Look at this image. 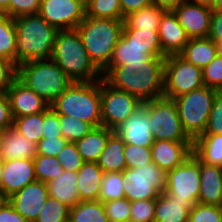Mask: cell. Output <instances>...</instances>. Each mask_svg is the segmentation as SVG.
Wrapping results in <instances>:
<instances>
[{
    "mask_svg": "<svg viewBox=\"0 0 222 222\" xmlns=\"http://www.w3.org/2000/svg\"><path fill=\"white\" fill-rule=\"evenodd\" d=\"M166 57H151L145 62L106 67L102 79L110 86L126 91L142 103L163 96Z\"/></svg>",
    "mask_w": 222,
    "mask_h": 222,
    "instance_id": "cell-1",
    "label": "cell"
},
{
    "mask_svg": "<svg viewBox=\"0 0 222 222\" xmlns=\"http://www.w3.org/2000/svg\"><path fill=\"white\" fill-rule=\"evenodd\" d=\"M51 59L73 82L102 79V72L90 59L77 28L57 31Z\"/></svg>",
    "mask_w": 222,
    "mask_h": 222,
    "instance_id": "cell-2",
    "label": "cell"
},
{
    "mask_svg": "<svg viewBox=\"0 0 222 222\" xmlns=\"http://www.w3.org/2000/svg\"><path fill=\"white\" fill-rule=\"evenodd\" d=\"M17 31V67L31 61L51 58L57 29L40 15L14 18Z\"/></svg>",
    "mask_w": 222,
    "mask_h": 222,
    "instance_id": "cell-3",
    "label": "cell"
},
{
    "mask_svg": "<svg viewBox=\"0 0 222 222\" xmlns=\"http://www.w3.org/2000/svg\"><path fill=\"white\" fill-rule=\"evenodd\" d=\"M123 26V20L85 16L77 27L90 59L101 72L109 65Z\"/></svg>",
    "mask_w": 222,
    "mask_h": 222,
    "instance_id": "cell-4",
    "label": "cell"
},
{
    "mask_svg": "<svg viewBox=\"0 0 222 222\" xmlns=\"http://www.w3.org/2000/svg\"><path fill=\"white\" fill-rule=\"evenodd\" d=\"M50 107L58 114L101 126V80L73 82Z\"/></svg>",
    "mask_w": 222,
    "mask_h": 222,
    "instance_id": "cell-5",
    "label": "cell"
},
{
    "mask_svg": "<svg viewBox=\"0 0 222 222\" xmlns=\"http://www.w3.org/2000/svg\"><path fill=\"white\" fill-rule=\"evenodd\" d=\"M17 78L49 105L73 83L51 58L18 66Z\"/></svg>",
    "mask_w": 222,
    "mask_h": 222,
    "instance_id": "cell-6",
    "label": "cell"
},
{
    "mask_svg": "<svg viewBox=\"0 0 222 222\" xmlns=\"http://www.w3.org/2000/svg\"><path fill=\"white\" fill-rule=\"evenodd\" d=\"M218 92L204 85L173 98L183 128L193 141L205 133L212 104Z\"/></svg>",
    "mask_w": 222,
    "mask_h": 222,
    "instance_id": "cell-7",
    "label": "cell"
},
{
    "mask_svg": "<svg viewBox=\"0 0 222 222\" xmlns=\"http://www.w3.org/2000/svg\"><path fill=\"white\" fill-rule=\"evenodd\" d=\"M122 176L125 198L130 202L153 200L165 191L166 172L154 162L126 168L122 171Z\"/></svg>",
    "mask_w": 222,
    "mask_h": 222,
    "instance_id": "cell-8",
    "label": "cell"
},
{
    "mask_svg": "<svg viewBox=\"0 0 222 222\" xmlns=\"http://www.w3.org/2000/svg\"><path fill=\"white\" fill-rule=\"evenodd\" d=\"M147 115L154 140L193 142L183 128L173 99L162 96L147 101Z\"/></svg>",
    "mask_w": 222,
    "mask_h": 222,
    "instance_id": "cell-9",
    "label": "cell"
},
{
    "mask_svg": "<svg viewBox=\"0 0 222 222\" xmlns=\"http://www.w3.org/2000/svg\"><path fill=\"white\" fill-rule=\"evenodd\" d=\"M204 86L202 69L180 55L165 58L163 96L176 98Z\"/></svg>",
    "mask_w": 222,
    "mask_h": 222,
    "instance_id": "cell-10",
    "label": "cell"
},
{
    "mask_svg": "<svg viewBox=\"0 0 222 222\" xmlns=\"http://www.w3.org/2000/svg\"><path fill=\"white\" fill-rule=\"evenodd\" d=\"M172 200L199 203L200 160L192 154L184 163L166 173L165 191Z\"/></svg>",
    "mask_w": 222,
    "mask_h": 222,
    "instance_id": "cell-11",
    "label": "cell"
},
{
    "mask_svg": "<svg viewBox=\"0 0 222 222\" xmlns=\"http://www.w3.org/2000/svg\"><path fill=\"white\" fill-rule=\"evenodd\" d=\"M142 102L134 95L116 89L101 79L102 126L116 129L126 121Z\"/></svg>",
    "mask_w": 222,
    "mask_h": 222,
    "instance_id": "cell-12",
    "label": "cell"
},
{
    "mask_svg": "<svg viewBox=\"0 0 222 222\" xmlns=\"http://www.w3.org/2000/svg\"><path fill=\"white\" fill-rule=\"evenodd\" d=\"M39 15L57 30L74 29L85 18L86 8L76 0H41Z\"/></svg>",
    "mask_w": 222,
    "mask_h": 222,
    "instance_id": "cell-13",
    "label": "cell"
},
{
    "mask_svg": "<svg viewBox=\"0 0 222 222\" xmlns=\"http://www.w3.org/2000/svg\"><path fill=\"white\" fill-rule=\"evenodd\" d=\"M34 159H13L0 162V194L3 199L36 181Z\"/></svg>",
    "mask_w": 222,
    "mask_h": 222,
    "instance_id": "cell-14",
    "label": "cell"
},
{
    "mask_svg": "<svg viewBox=\"0 0 222 222\" xmlns=\"http://www.w3.org/2000/svg\"><path fill=\"white\" fill-rule=\"evenodd\" d=\"M114 132L125 144L150 148L154 143L151 122L147 115V102H143L135 112Z\"/></svg>",
    "mask_w": 222,
    "mask_h": 222,
    "instance_id": "cell-15",
    "label": "cell"
},
{
    "mask_svg": "<svg viewBox=\"0 0 222 222\" xmlns=\"http://www.w3.org/2000/svg\"><path fill=\"white\" fill-rule=\"evenodd\" d=\"M48 197L46 183L36 180L25 185L7 200L28 222H35Z\"/></svg>",
    "mask_w": 222,
    "mask_h": 222,
    "instance_id": "cell-16",
    "label": "cell"
},
{
    "mask_svg": "<svg viewBox=\"0 0 222 222\" xmlns=\"http://www.w3.org/2000/svg\"><path fill=\"white\" fill-rule=\"evenodd\" d=\"M173 12L189 38L208 37L212 8L184 0Z\"/></svg>",
    "mask_w": 222,
    "mask_h": 222,
    "instance_id": "cell-17",
    "label": "cell"
},
{
    "mask_svg": "<svg viewBox=\"0 0 222 222\" xmlns=\"http://www.w3.org/2000/svg\"><path fill=\"white\" fill-rule=\"evenodd\" d=\"M13 118L44 112L50 105L16 78L7 90Z\"/></svg>",
    "mask_w": 222,
    "mask_h": 222,
    "instance_id": "cell-18",
    "label": "cell"
},
{
    "mask_svg": "<svg viewBox=\"0 0 222 222\" xmlns=\"http://www.w3.org/2000/svg\"><path fill=\"white\" fill-rule=\"evenodd\" d=\"M150 149L152 162L167 173L193 154V142L154 140Z\"/></svg>",
    "mask_w": 222,
    "mask_h": 222,
    "instance_id": "cell-19",
    "label": "cell"
},
{
    "mask_svg": "<svg viewBox=\"0 0 222 222\" xmlns=\"http://www.w3.org/2000/svg\"><path fill=\"white\" fill-rule=\"evenodd\" d=\"M158 33L162 53L165 57L179 55L189 40L173 11H165L163 13Z\"/></svg>",
    "mask_w": 222,
    "mask_h": 222,
    "instance_id": "cell-20",
    "label": "cell"
},
{
    "mask_svg": "<svg viewBox=\"0 0 222 222\" xmlns=\"http://www.w3.org/2000/svg\"><path fill=\"white\" fill-rule=\"evenodd\" d=\"M151 57H165L161 45H139L120 36L107 67H120L128 63L145 62Z\"/></svg>",
    "mask_w": 222,
    "mask_h": 222,
    "instance_id": "cell-21",
    "label": "cell"
},
{
    "mask_svg": "<svg viewBox=\"0 0 222 222\" xmlns=\"http://www.w3.org/2000/svg\"><path fill=\"white\" fill-rule=\"evenodd\" d=\"M37 144L21 135L13 126L0 131V162L34 159Z\"/></svg>",
    "mask_w": 222,
    "mask_h": 222,
    "instance_id": "cell-22",
    "label": "cell"
},
{
    "mask_svg": "<svg viewBox=\"0 0 222 222\" xmlns=\"http://www.w3.org/2000/svg\"><path fill=\"white\" fill-rule=\"evenodd\" d=\"M222 202V167L200 161L199 203L220 206Z\"/></svg>",
    "mask_w": 222,
    "mask_h": 222,
    "instance_id": "cell-23",
    "label": "cell"
},
{
    "mask_svg": "<svg viewBox=\"0 0 222 222\" xmlns=\"http://www.w3.org/2000/svg\"><path fill=\"white\" fill-rule=\"evenodd\" d=\"M49 197L55 198L68 207H74L81 202L77 172L63 171L57 178L46 183Z\"/></svg>",
    "mask_w": 222,
    "mask_h": 222,
    "instance_id": "cell-24",
    "label": "cell"
},
{
    "mask_svg": "<svg viewBox=\"0 0 222 222\" xmlns=\"http://www.w3.org/2000/svg\"><path fill=\"white\" fill-rule=\"evenodd\" d=\"M103 170L96 162H84L77 172L78 191L81 201L99 199Z\"/></svg>",
    "mask_w": 222,
    "mask_h": 222,
    "instance_id": "cell-25",
    "label": "cell"
},
{
    "mask_svg": "<svg viewBox=\"0 0 222 222\" xmlns=\"http://www.w3.org/2000/svg\"><path fill=\"white\" fill-rule=\"evenodd\" d=\"M114 130L105 126L94 127L82 139L75 143L84 162H97L106 147L107 140Z\"/></svg>",
    "mask_w": 222,
    "mask_h": 222,
    "instance_id": "cell-26",
    "label": "cell"
},
{
    "mask_svg": "<svg viewBox=\"0 0 222 222\" xmlns=\"http://www.w3.org/2000/svg\"><path fill=\"white\" fill-rule=\"evenodd\" d=\"M179 55L202 69L218 55V51L216 43L209 37L189 38Z\"/></svg>",
    "mask_w": 222,
    "mask_h": 222,
    "instance_id": "cell-27",
    "label": "cell"
},
{
    "mask_svg": "<svg viewBox=\"0 0 222 222\" xmlns=\"http://www.w3.org/2000/svg\"><path fill=\"white\" fill-rule=\"evenodd\" d=\"M191 208L189 202L172 200L163 192L156 198L154 222H188Z\"/></svg>",
    "mask_w": 222,
    "mask_h": 222,
    "instance_id": "cell-28",
    "label": "cell"
},
{
    "mask_svg": "<svg viewBox=\"0 0 222 222\" xmlns=\"http://www.w3.org/2000/svg\"><path fill=\"white\" fill-rule=\"evenodd\" d=\"M126 144L113 132L106 143L104 151L96 162L103 172H122L127 168L124 157Z\"/></svg>",
    "mask_w": 222,
    "mask_h": 222,
    "instance_id": "cell-29",
    "label": "cell"
},
{
    "mask_svg": "<svg viewBox=\"0 0 222 222\" xmlns=\"http://www.w3.org/2000/svg\"><path fill=\"white\" fill-rule=\"evenodd\" d=\"M193 154L203 163L222 167V135H199L193 141Z\"/></svg>",
    "mask_w": 222,
    "mask_h": 222,
    "instance_id": "cell-30",
    "label": "cell"
},
{
    "mask_svg": "<svg viewBox=\"0 0 222 222\" xmlns=\"http://www.w3.org/2000/svg\"><path fill=\"white\" fill-rule=\"evenodd\" d=\"M164 12V9L159 8L154 4L141 8L140 10L130 13L124 17L123 29L158 31L160 19Z\"/></svg>",
    "mask_w": 222,
    "mask_h": 222,
    "instance_id": "cell-31",
    "label": "cell"
},
{
    "mask_svg": "<svg viewBox=\"0 0 222 222\" xmlns=\"http://www.w3.org/2000/svg\"><path fill=\"white\" fill-rule=\"evenodd\" d=\"M17 31L14 18L0 14V58L11 60L17 67Z\"/></svg>",
    "mask_w": 222,
    "mask_h": 222,
    "instance_id": "cell-32",
    "label": "cell"
},
{
    "mask_svg": "<svg viewBox=\"0 0 222 222\" xmlns=\"http://www.w3.org/2000/svg\"><path fill=\"white\" fill-rule=\"evenodd\" d=\"M71 222H109L103 203L99 200L81 201L70 208Z\"/></svg>",
    "mask_w": 222,
    "mask_h": 222,
    "instance_id": "cell-33",
    "label": "cell"
},
{
    "mask_svg": "<svg viewBox=\"0 0 222 222\" xmlns=\"http://www.w3.org/2000/svg\"><path fill=\"white\" fill-rule=\"evenodd\" d=\"M13 127L24 137L38 143L43 135V112L13 118Z\"/></svg>",
    "mask_w": 222,
    "mask_h": 222,
    "instance_id": "cell-34",
    "label": "cell"
},
{
    "mask_svg": "<svg viewBox=\"0 0 222 222\" xmlns=\"http://www.w3.org/2000/svg\"><path fill=\"white\" fill-rule=\"evenodd\" d=\"M85 8L89 17L124 20L120 0H89Z\"/></svg>",
    "mask_w": 222,
    "mask_h": 222,
    "instance_id": "cell-35",
    "label": "cell"
},
{
    "mask_svg": "<svg viewBox=\"0 0 222 222\" xmlns=\"http://www.w3.org/2000/svg\"><path fill=\"white\" fill-rule=\"evenodd\" d=\"M99 201L107 202L125 198L122 172H104Z\"/></svg>",
    "mask_w": 222,
    "mask_h": 222,
    "instance_id": "cell-36",
    "label": "cell"
},
{
    "mask_svg": "<svg viewBox=\"0 0 222 222\" xmlns=\"http://www.w3.org/2000/svg\"><path fill=\"white\" fill-rule=\"evenodd\" d=\"M59 123L61 125L62 137L68 142H76L89 133L94 126L72 116L59 114Z\"/></svg>",
    "mask_w": 222,
    "mask_h": 222,
    "instance_id": "cell-37",
    "label": "cell"
},
{
    "mask_svg": "<svg viewBox=\"0 0 222 222\" xmlns=\"http://www.w3.org/2000/svg\"><path fill=\"white\" fill-rule=\"evenodd\" d=\"M35 175L37 181L47 183L57 178L64 170L56 157L36 155L34 157Z\"/></svg>",
    "mask_w": 222,
    "mask_h": 222,
    "instance_id": "cell-38",
    "label": "cell"
},
{
    "mask_svg": "<svg viewBox=\"0 0 222 222\" xmlns=\"http://www.w3.org/2000/svg\"><path fill=\"white\" fill-rule=\"evenodd\" d=\"M70 207L61 201L48 197L35 222H66L69 220Z\"/></svg>",
    "mask_w": 222,
    "mask_h": 222,
    "instance_id": "cell-39",
    "label": "cell"
},
{
    "mask_svg": "<svg viewBox=\"0 0 222 222\" xmlns=\"http://www.w3.org/2000/svg\"><path fill=\"white\" fill-rule=\"evenodd\" d=\"M221 219L220 206L196 203L189 211L188 222H221Z\"/></svg>",
    "mask_w": 222,
    "mask_h": 222,
    "instance_id": "cell-40",
    "label": "cell"
},
{
    "mask_svg": "<svg viewBox=\"0 0 222 222\" xmlns=\"http://www.w3.org/2000/svg\"><path fill=\"white\" fill-rule=\"evenodd\" d=\"M109 222H123L130 220L131 202L126 199L103 202Z\"/></svg>",
    "mask_w": 222,
    "mask_h": 222,
    "instance_id": "cell-41",
    "label": "cell"
},
{
    "mask_svg": "<svg viewBox=\"0 0 222 222\" xmlns=\"http://www.w3.org/2000/svg\"><path fill=\"white\" fill-rule=\"evenodd\" d=\"M203 83L210 87L222 91V55H217L207 66L202 68Z\"/></svg>",
    "mask_w": 222,
    "mask_h": 222,
    "instance_id": "cell-42",
    "label": "cell"
},
{
    "mask_svg": "<svg viewBox=\"0 0 222 222\" xmlns=\"http://www.w3.org/2000/svg\"><path fill=\"white\" fill-rule=\"evenodd\" d=\"M56 158L64 171L78 172L84 163L74 142H68Z\"/></svg>",
    "mask_w": 222,
    "mask_h": 222,
    "instance_id": "cell-43",
    "label": "cell"
},
{
    "mask_svg": "<svg viewBox=\"0 0 222 222\" xmlns=\"http://www.w3.org/2000/svg\"><path fill=\"white\" fill-rule=\"evenodd\" d=\"M124 153L127 168L141 167L152 162L151 149L148 147L126 144Z\"/></svg>",
    "mask_w": 222,
    "mask_h": 222,
    "instance_id": "cell-44",
    "label": "cell"
},
{
    "mask_svg": "<svg viewBox=\"0 0 222 222\" xmlns=\"http://www.w3.org/2000/svg\"><path fill=\"white\" fill-rule=\"evenodd\" d=\"M156 199L131 202L130 220L134 222H154Z\"/></svg>",
    "mask_w": 222,
    "mask_h": 222,
    "instance_id": "cell-45",
    "label": "cell"
},
{
    "mask_svg": "<svg viewBox=\"0 0 222 222\" xmlns=\"http://www.w3.org/2000/svg\"><path fill=\"white\" fill-rule=\"evenodd\" d=\"M122 35L133 44L160 45L158 31L142 29H123Z\"/></svg>",
    "mask_w": 222,
    "mask_h": 222,
    "instance_id": "cell-46",
    "label": "cell"
},
{
    "mask_svg": "<svg viewBox=\"0 0 222 222\" xmlns=\"http://www.w3.org/2000/svg\"><path fill=\"white\" fill-rule=\"evenodd\" d=\"M204 134L222 135V91L218 92L214 98Z\"/></svg>",
    "mask_w": 222,
    "mask_h": 222,
    "instance_id": "cell-47",
    "label": "cell"
},
{
    "mask_svg": "<svg viewBox=\"0 0 222 222\" xmlns=\"http://www.w3.org/2000/svg\"><path fill=\"white\" fill-rule=\"evenodd\" d=\"M41 0H10L9 16L16 18L24 15L38 14Z\"/></svg>",
    "mask_w": 222,
    "mask_h": 222,
    "instance_id": "cell-48",
    "label": "cell"
},
{
    "mask_svg": "<svg viewBox=\"0 0 222 222\" xmlns=\"http://www.w3.org/2000/svg\"><path fill=\"white\" fill-rule=\"evenodd\" d=\"M43 135L42 139L62 137L59 114L51 107L43 112Z\"/></svg>",
    "mask_w": 222,
    "mask_h": 222,
    "instance_id": "cell-49",
    "label": "cell"
},
{
    "mask_svg": "<svg viewBox=\"0 0 222 222\" xmlns=\"http://www.w3.org/2000/svg\"><path fill=\"white\" fill-rule=\"evenodd\" d=\"M68 141L63 137L41 139L37 143V154L57 157Z\"/></svg>",
    "mask_w": 222,
    "mask_h": 222,
    "instance_id": "cell-50",
    "label": "cell"
},
{
    "mask_svg": "<svg viewBox=\"0 0 222 222\" xmlns=\"http://www.w3.org/2000/svg\"><path fill=\"white\" fill-rule=\"evenodd\" d=\"M17 78V67L11 60L0 58V94L7 93Z\"/></svg>",
    "mask_w": 222,
    "mask_h": 222,
    "instance_id": "cell-51",
    "label": "cell"
},
{
    "mask_svg": "<svg viewBox=\"0 0 222 222\" xmlns=\"http://www.w3.org/2000/svg\"><path fill=\"white\" fill-rule=\"evenodd\" d=\"M13 121L7 93L0 94V131L12 127Z\"/></svg>",
    "mask_w": 222,
    "mask_h": 222,
    "instance_id": "cell-52",
    "label": "cell"
},
{
    "mask_svg": "<svg viewBox=\"0 0 222 222\" xmlns=\"http://www.w3.org/2000/svg\"><path fill=\"white\" fill-rule=\"evenodd\" d=\"M0 222H28L19 214L7 199L0 203Z\"/></svg>",
    "mask_w": 222,
    "mask_h": 222,
    "instance_id": "cell-53",
    "label": "cell"
},
{
    "mask_svg": "<svg viewBox=\"0 0 222 222\" xmlns=\"http://www.w3.org/2000/svg\"><path fill=\"white\" fill-rule=\"evenodd\" d=\"M120 4L122 14L125 17L130 13L136 12L141 8L150 6L153 3L152 0H120Z\"/></svg>",
    "mask_w": 222,
    "mask_h": 222,
    "instance_id": "cell-54",
    "label": "cell"
},
{
    "mask_svg": "<svg viewBox=\"0 0 222 222\" xmlns=\"http://www.w3.org/2000/svg\"><path fill=\"white\" fill-rule=\"evenodd\" d=\"M208 37L210 39H222V12L212 11Z\"/></svg>",
    "mask_w": 222,
    "mask_h": 222,
    "instance_id": "cell-55",
    "label": "cell"
},
{
    "mask_svg": "<svg viewBox=\"0 0 222 222\" xmlns=\"http://www.w3.org/2000/svg\"><path fill=\"white\" fill-rule=\"evenodd\" d=\"M184 0H152L154 5L165 11H173Z\"/></svg>",
    "mask_w": 222,
    "mask_h": 222,
    "instance_id": "cell-56",
    "label": "cell"
},
{
    "mask_svg": "<svg viewBox=\"0 0 222 222\" xmlns=\"http://www.w3.org/2000/svg\"><path fill=\"white\" fill-rule=\"evenodd\" d=\"M188 2L212 8L215 0H186Z\"/></svg>",
    "mask_w": 222,
    "mask_h": 222,
    "instance_id": "cell-57",
    "label": "cell"
},
{
    "mask_svg": "<svg viewBox=\"0 0 222 222\" xmlns=\"http://www.w3.org/2000/svg\"><path fill=\"white\" fill-rule=\"evenodd\" d=\"M9 4L10 0H0V14H6L9 16Z\"/></svg>",
    "mask_w": 222,
    "mask_h": 222,
    "instance_id": "cell-58",
    "label": "cell"
},
{
    "mask_svg": "<svg viewBox=\"0 0 222 222\" xmlns=\"http://www.w3.org/2000/svg\"><path fill=\"white\" fill-rule=\"evenodd\" d=\"M212 11L222 12V0H215Z\"/></svg>",
    "mask_w": 222,
    "mask_h": 222,
    "instance_id": "cell-59",
    "label": "cell"
},
{
    "mask_svg": "<svg viewBox=\"0 0 222 222\" xmlns=\"http://www.w3.org/2000/svg\"><path fill=\"white\" fill-rule=\"evenodd\" d=\"M217 46V51L219 55H222V39H212Z\"/></svg>",
    "mask_w": 222,
    "mask_h": 222,
    "instance_id": "cell-60",
    "label": "cell"
},
{
    "mask_svg": "<svg viewBox=\"0 0 222 222\" xmlns=\"http://www.w3.org/2000/svg\"><path fill=\"white\" fill-rule=\"evenodd\" d=\"M76 1H80V2L83 3L85 6H86L87 3L89 2V0H76Z\"/></svg>",
    "mask_w": 222,
    "mask_h": 222,
    "instance_id": "cell-61",
    "label": "cell"
},
{
    "mask_svg": "<svg viewBox=\"0 0 222 222\" xmlns=\"http://www.w3.org/2000/svg\"><path fill=\"white\" fill-rule=\"evenodd\" d=\"M3 201V198H2V196H1V194H0V203Z\"/></svg>",
    "mask_w": 222,
    "mask_h": 222,
    "instance_id": "cell-62",
    "label": "cell"
}]
</instances>
